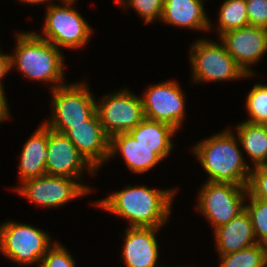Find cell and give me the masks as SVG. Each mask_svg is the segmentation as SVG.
Instances as JSON below:
<instances>
[{"mask_svg":"<svg viewBox=\"0 0 267 267\" xmlns=\"http://www.w3.org/2000/svg\"><path fill=\"white\" fill-rule=\"evenodd\" d=\"M116 3L122 7H133L146 24L161 19L164 0H116Z\"/></svg>","mask_w":267,"mask_h":267,"instance_id":"obj_26","label":"cell"},{"mask_svg":"<svg viewBox=\"0 0 267 267\" xmlns=\"http://www.w3.org/2000/svg\"><path fill=\"white\" fill-rule=\"evenodd\" d=\"M178 189H151L128 186L121 191L95 201L96 206L128 219L130 227L162 228L170 216L173 196Z\"/></svg>","mask_w":267,"mask_h":267,"instance_id":"obj_1","label":"cell"},{"mask_svg":"<svg viewBox=\"0 0 267 267\" xmlns=\"http://www.w3.org/2000/svg\"><path fill=\"white\" fill-rule=\"evenodd\" d=\"M60 1H62L64 3H75V1H77V0H60Z\"/></svg>","mask_w":267,"mask_h":267,"instance_id":"obj_33","label":"cell"},{"mask_svg":"<svg viewBox=\"0 0 267 267\" xmlns=\"http://www.w3.org/2000/svg\"><path fill=\"white\" fill-rule=\"evenodd\" d=\"M205 183L199 192L197 210L211 222L214 229L245 210L247 186L209 181Z\"/></svg>","mask_w":267,"mask_h":267,"instance_id":"obj_8","label":"cell"},{"mask_svg":"<svg viewBox=\"0 0 267 267\" xmlns=\"http://www.w3.org/2000/svg\"><path fill=\"white\" fill-rule=\"evenodd\" d=\"M0 50V91H4V86L1 80L5 75L11 71V58L10 54H5Z\"/></svg>","mask_w":267,"mask_h":267,"instance_id":"obj_30","label":"cell"},{"mask_svg":"<svg viewBox=\"0 0 267 267\" xmlns=\"http://www.w3.org/2000/svg\"><path fill=\"white\" fill-rule=\"evenodd\" d=\"M219 255V267H267V246L260 243L234 253Z\"/></svg>","mask_w":267,"mask_h":267,"instance_id":"obj_22","label":"cell"},{"mask_svg":"<svg viewBox=\"0 0 267 267\" xmlns=\"http://www.w3.org/2000/svg\"><path fill=\"white\" fill-rule=\"evenodd\" d=\"M177 130L171 125L144 118L134 129L129 131L130 135L140 145L155 149V154L163 160L174 148L172 136Z\"/></svg>","mask_w":267,"mask_h":267,"instance_id":"obj_20","label":"cell"},{"mask_svg":"<svg viewBox=\"0 0 267 267\" xmlns=\"http://www.w3.org/2000/svg\"><path fill=\"white\" fill-rule=\"evenodd\" d=\"M15 44V54H10L11 69L15 66L31 80L52 83V90L65 85L62 83L64 55L59 48L40 38L36 32L19 33Z\"/></svg>","mask_w":267,"mask_h":267,"instance_id":"obj_3","label":"cell"},{"mask_svg":"<svg viewBox=\"0 0 267 267\" xmlns=\"http://www.w3.org/2000/svg\"><path fill=\"white\" fill-rule=\"evenodd\" d=\"M203 0H164L161 21L187 29L209 31L212 27Z\"/></svg>","mask_w":267,"mask_h":267,"instance_id":"obj_18","label":"cell"},{"mask_svg":"<svg viewBox=\"0 0 267 267\" xmlns=\"http://www.w3.org/2000/svg\"><path fill=\"white\" fill-rule=\"evenodd\" d=\"M221 43V44H220ZM197 40L190 49V62L195 82L238 80L252 76L247 74L228 53L222 42Z\"/></svg>","mask_w":267,"mask_h":267,"instance_id":"obj_5","label":"cell"},{"mask_svg":"<svg viewBox=\"0 0 267 267\" xmlns=\"http://www.w3.org/2000/svg\"><path fill=\"white\" fill-rule=\"evenodd\" d=\"M96 111L109 138L128 133L145 118L141 96H136L129 89L103 96L100 103H96Z\"/></svg>","mask_w":267,"mask_h":267,"instance_id":"obj_10","label":"cell"},{"mask_svg":"<svg viewBox=\"0 0 267 267\" xmlns=\"http://www.w3.org/2000/svg\"><path fill=\"white\" fill-rule=\"evenodd\" d=\"M74 3L56 5L53 2L47 7L42 34L40 38L51 42L55 47L79 49L90 40L92 28L86 19L74 9Z\"/></svg>","mask_w":267,"mask_h":267,"instance_id":"obj_6","label":"cell"},{"mask_svg":"<svg viewBox=\"0 0 267 267\" xmlns=\"http://www.w3.org/2000/svg\"><path fill=\"white\" fill-rule=\"evenodd\" d=\"M41 262V263H40ZM39 262V267H75V262L72 255L66 250L63 245L56 242L49 248L42 260Z\"/></svg>","mask_w":267,"mask_h":267,"instance_id":"obj_27","label":"cell"},{"mask_svg":"<svg viewBox=\"0 0 267 267\" xmlns=\"http://www.w3.org/2000/svg\"><path fill=\"white\" fill-rule=\"evenodd\" d=\"M216 249L219 254H230L257 243L252 222L246 210L228 223L214 229Z\"/></svg>","mask_w":267,"mask_h":267,"instance_id":"obj_16","label":"cell"},{"mask_svg":"<svg viewBox=\"0 0 267 267\" xmlns=\"http://www.w3.org/2000/svg\"><path fill=\"white\" fill-rule=\"evenodd\" d=\"M46 174L80 180L85 170L91 175L96 170L80 154L75 145L64 135L48 128Z\"/></svg>","mask_w":267,"mask_h":267,"instance_id":"obj_12","label":"cell"},{"mask_svg":"<svg viewBox=\"0 0 267 267\" xmlns=\"http://www.w3.org/2000/svg\"><path fill=\"white\" fill-rule=\"evenodd\" d=\"M20 2H24L26 4H44V2L50 4L51 0H19Z\"/></svg>","mask_w":267,"mask_h":267,"instance_id":"obj_32","label":"cell"},{"mask_svg":"<svg viewBox=\"0 0 267 267\" xmlns=\"http://www.w3.org/2000/svg\"><path fill=\"white\" fill-rule=\"evenodd\" d=\"M13 189L30 202L45 208L61 207L92 191L91 187L84 186L80 181L78 183V180L76 182L72 178L48 174L24 180Z\"/></svg>","mask_w":267,"mask_h":267,"instance_id":"obj_9","label":"cell"},{"mask_svg":"<svg viewBox=\"0 0 267 267\" xmlns=\"http://www.w3.org/2000/svg\"><path fill=\"white\" fill-rule=\"evenodd\" d=\"M220 7L218 35L249 26L246 0H224Z\"/></svg>","mask_w":267,"mask_h":267,"instance_id":"obj_23","label":"cell"},{"mask_svg":"<svg viewBox=\"0 0 267 267\" xmlns=\"http://www.w3.org/2000/svg\"><path fill=\"white\" fill-rule=\"evenodd\" d=\"M155 227H129L125 230L122 259L127 267H160Z\"/></svg>","mask_w":267,"mask_h":267,"instance_id":"obj_15","label":"cell"},{"mask_svg":"<svg viewBox=\"0 0 267 267\" xmlns=\"http://www.w3.org/2000/svg\"><path fill=\"white\" fill-rule=\"evenodd\" d=\"M119 151L129 168L128 170L136 174L146 173L161 161L155 154V149L140 145L129 132L116 134L110 138L108 162Z\"/></svg>","mask_w":267,"mask_h":267,"instance_id":"obj_17","label":"cell"},{"mask_svg":"<svg viewBox=\"0 0 267 267\" xmlns=\"http://www.w3.org/2000/svg\"><path fill=\"white\" fill-rule=\"evenodd\" d=\"M250 203H245V210L249 214L257 243L267 246V201L254 198L249 192Z\"/></svg>","mask_w":267,"mask_h":267,"instance_id":"obj_24","label":"cell"},{"mask_svg":"<svg viewBox=\"0 0 267 267\" xmlns=\"http://www.w3.org/2000/svg\"><path fill=\"white\" fill-rule=\"evenodd\" d=\"M247 190L254 198L267 201V166L252 167Z\"/></svg>","mask_w":267,"mask_h":267,"instance_id":"obj_28","label":"cell"},{"mask_svg":"<svg viewBox=\"0 0 267 267\" xmlns=\"http://www.w3.org/2000/svg\"><path fill=\"white\" fill-rule=\"evenodd\" d=\"M249 26L267 29V0H246Z\"/></svg>","mask_w":267,"mask_h":267,"instance_id":"obj_29","label":"cell"},{"mask_svg":"<svg viewBox=\"0 0 267 267\" xmlns=\"http://www.w3.org/2000/svg\"><path fill=\"white\" fill-rule=\"evenodd\" d=\"M219 38L239 66L254 76L250 65L261 60L267 51V29L247 26L222 33Z\"/></svg>","mask_w":267,"mask_h":267,"instance_id":"obj_13","label":"cell"},{"mask_svg":"<svg viewBox=\"0 0 267 267\" xmlns=\"http://www.w3.org/2000/svg\"><path fill=\"white\" fill-rule=\"evenodd\" d=\"M51 119L44 124L51 130L65 134L73 125L85 123L96 112V100L86 83L58 86L52 91Z\"/></svg>","mask_w":267,"mask_h":267,"instance_id":"obj_4","label":"cell"},{"mask_svg":"<svg viewBox=\"0 0 267 267\" xmlns=\"http://www.w3.org/2000/svg\"><path fill=\"white\" fill-rule=\"evenodd\" d=\"M233 134L229 129L214 134L196 144L192 151L207 172V181L247 186L252 168L246 164L239 139Z\"/></svg>","mask_w":267,"mask_h":267,"instance_id":"obj_2","label":"cell"},{"mask_svg":"<svg viewBox=\"0 0 267 267\" xmlns=\"http://www.w3.org/2000/svg\"><path fill=\"white\" fill-rule=\"evenodd\" d=\"M48 127L42 123L28 138L21 151L20 182L46 174Z\"/></svg>","mask_w":267,"mask_h":267,"instance_id":"obj_19","label":"cell"},{"mask_svg":"<svg viewBox=\"0 0 267 267\" xmlns=\"http://www.w3.org/2000/svg\"><path fill=\"white\" fill-rule=\"evenodd\" d=\"M246 108L249 119L246 121L253 124H267V85L255 84L246 97Z\"/></svg>","mask_w":267,"mask_h":267,"instance_id":"obj_25","label":"cell"},{"mask_svg":"<svg viewBox=\"0 0 267 267\" xmlns=\"http://www.w3.org/2000/svg\"><path fill=\"white\" fill-rule=\"evenodd\" d=\"M64 135L96 171L108 161L110 138L103 130L97 111L85 123L73 125Z\"/></svg>","mask_w":267,"mask_h":267,"instance_id":"obj_14","label":"cell"},{"mask_svg":"<svg viewBox=\"0 0 267 267\" xmlns=\"http://www.w3.org/2000/svg\"><path fill=\"white\" fill-rule=\"evenodd\" d=\"M236 133L243 150L254 167L267 166V127L244 120L236 126Z\"/></svg>","mask_w":267,"mask_h":267,"instance_id":"obj_21","label":"cell"},{"mask_svg":"<svg viewBox=\"0 0 267 267\" xmlns=\"http://www.w3.org/2000/svg\"><path fill=\"white\" fill-rule=\"evenodd\" d=\"M44 230L8 221L0 225V251L18 264H38L53 245Z\"/></svg>","mask_w":267,"mask_h":267,"instance_id":"obj_7","label":"cell"},{"mask_svg":"<svg viewBox=\"0 0 267 267\" xmlns=\"http://www.w3.org/2000/svg\"><path fill=\"white\" fill-rule=\"evenodd\" d=\"M9 115L5 91H0V122L7 120Z\"/></svg>","mask_w":267,"mask_h":267,"instance_id":"obj_31","label":"cell"},{"mask_svg":"<svg viewBox=\"0 0 267 267\" xmlns=\"http://www.w3.org/2000/svg\"><path fill=\"white\" fill-rule=\"evenodd\" d=\"M176 81L149 86L142 96L145 118L171 125L177 131L185 114V97Z\"/></svg>","mask_w":267,"mask_h":267,"instance_id":"obj_11","label":"cell"}]
</instances>
